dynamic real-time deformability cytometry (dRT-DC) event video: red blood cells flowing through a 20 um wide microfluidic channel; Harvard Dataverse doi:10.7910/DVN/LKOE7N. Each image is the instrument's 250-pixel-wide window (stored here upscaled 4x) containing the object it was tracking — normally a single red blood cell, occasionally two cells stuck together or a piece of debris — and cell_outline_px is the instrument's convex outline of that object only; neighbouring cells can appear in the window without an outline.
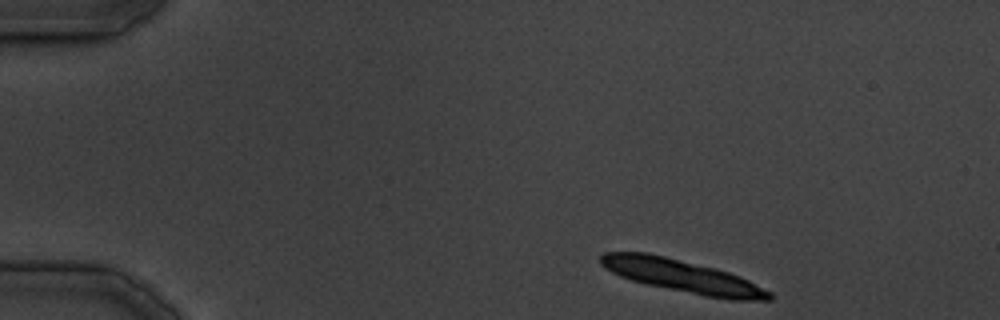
{"species": "common noctule bat (a hibernating species)", "species_latin": "Nyctalus noctula", "temperature_condition": "cold", "stored_images_in_passage": 7, "camera_frame_rate_fps": 3000, "um_per_image_px": 0.085, "animal": {"sex": "male", "body_mass_g": 19.5, "forearm_length_mm": 54.6}, "frame": {"image": 1, "passage_image": 1, "time_ms": 0.0, "image_size_px": [1000, 320], "cell_outline_px": [[772, 300], [732, 300], [704, 296], [648, 284], [632, 280], [620, 276], [604, 268], [600, 264], [600, 256], [604, 252], [648, 252], [716, 268], [740, 276], [772, 292]], "centroid_in_image_um": [58.01, 23.46], "position_along_channel_um": 27.0, "area_um2": 32.14}}